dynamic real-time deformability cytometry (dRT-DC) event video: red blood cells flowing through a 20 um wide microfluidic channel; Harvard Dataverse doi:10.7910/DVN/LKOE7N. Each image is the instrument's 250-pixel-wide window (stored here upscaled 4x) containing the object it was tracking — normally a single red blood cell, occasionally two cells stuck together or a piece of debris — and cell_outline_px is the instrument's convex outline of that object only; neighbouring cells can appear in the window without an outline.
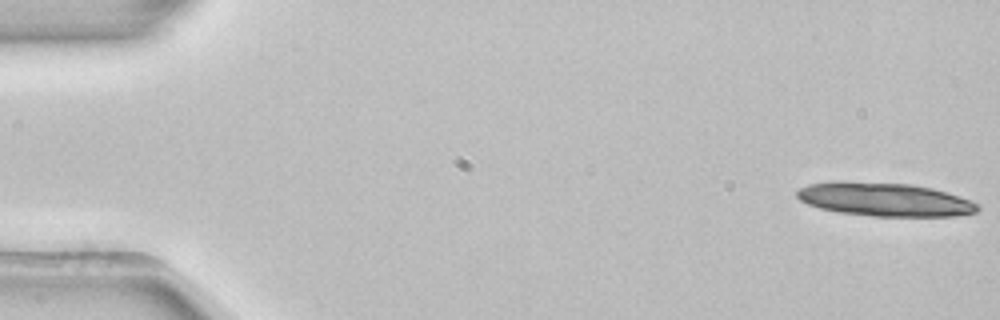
{"species": "common noctule bat (a hibernating species)", "species_latin": "Nyctalus noctula", "temperature_condition": "room temperature", "stored_images_in_passage": 15, "camera_frame_rate_fps": 3000, "um_per_image_px": 0.085, "animal": {"sex": "female", "body_mass_g": 22.7, "forearm_length_mm": 54.2}, "frame": {"image": 1, "passage_image": 1, "time_ms": 0.0, "image_size_px": [1000, 320], "cell_outline_px": [[980, 208], [976, 212], [956, 216], [872, 216], [840, 212], [820, 208], [808, 204], [800, 200], [796, 196], [796, 192], [800, 188], [808, 184], [832, 180], [844, 180], [912, 184], [932, 188], [980, 204]], "centroid_in_image_um": [75.14, 16.93], "position_along_channel_um": 9.9, "area_um2": 35.49}}